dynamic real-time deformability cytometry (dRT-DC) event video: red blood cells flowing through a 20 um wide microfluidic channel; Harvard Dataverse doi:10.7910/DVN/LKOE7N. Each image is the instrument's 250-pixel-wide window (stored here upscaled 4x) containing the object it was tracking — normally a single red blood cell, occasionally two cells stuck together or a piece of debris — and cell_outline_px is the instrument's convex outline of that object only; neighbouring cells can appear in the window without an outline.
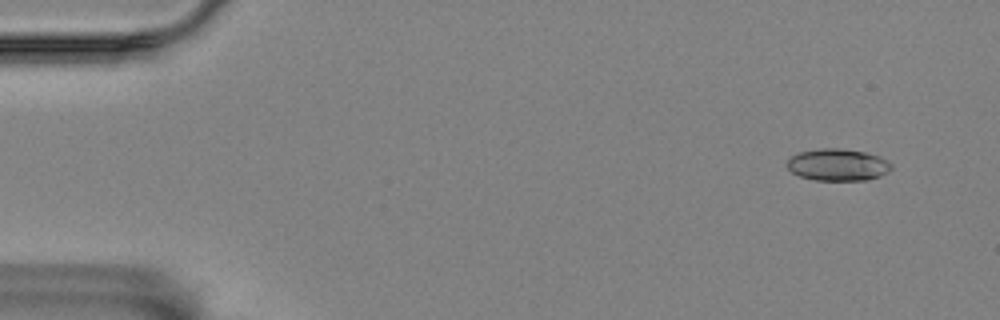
{"species": "Egyptian fruit bat (a non-hibernating species)", "species_latin": "Rousettus aegyptiacus", "temperature_condition": "room temperature", "stored_images_in_passage": 57, "camera_frame_rate_fps": 3000, "um_per_image_px": 0.085, "animal": {"sex": "female"}, "frame": {"image": 1, "passage_image": 4, "time_ms": 1.0, "image_size_px": [1000, 320], "cell_outline_px": [[892, 168], [888, 172], [880, 176], [868, 180], [816, 180], [800, 176], [792, 172], [788, 168], [788, 160], [792, 156], [800, 152], [824, 148], [840, 148], [864, 152], [880, 156], [888, 160], [892, 164]], "centroid_in_image_um": [71.26, 14.01], "position_along_channel_um": 13.7, "area_um2": 19.36}}
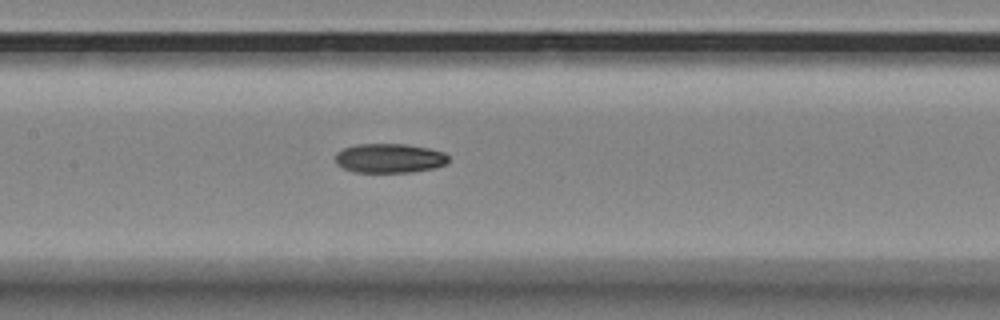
{"frame": {"image": 2, "passage_image": 27, "time_ms": 8.667, "image_size_px": [1000, 320], "cell_outline_px": [[448, 160], [444, 164], [432, 168], [412, 172], [356, 172], [344, 168], [336, 164], [336, 152], [344, 148], [356, 144], [404, 144], [428, 148], [444, 152], [448, 156]], "centroid_in_image_um": [33.08, 13.44], "position_along_channel_um": 174.3, "area_um2": 19.19}}
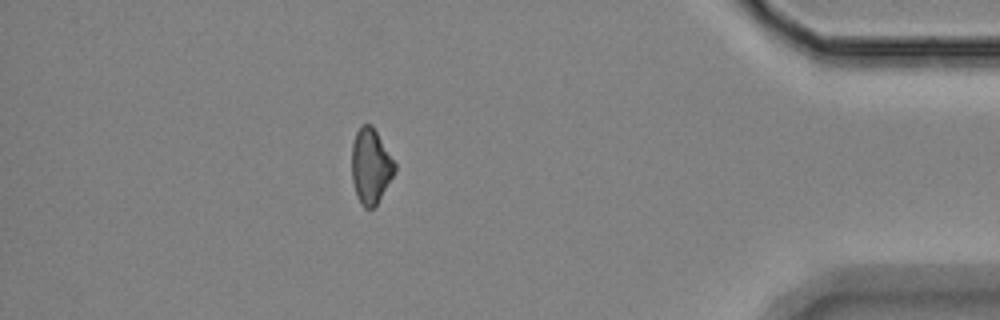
{"frame": {"image": 3, "passage_image": 50, "time_ms": 16.333, "image_size_px": [1000, 320], "cell_outline_px": [[396, 172], [376, 204], [372, 208], [364, 208], [360, 204], [356, 196], [352, 180], [352, 144], [356, 132], [360, 124], [372, 124], [396, 164]], "centroid_in_image_um": [31.5, 14.11], "position_along_channel_um": 403.7, "area_um2": 18.9}, "authors_computed_cell_mechanics": {"area_um2": 19.652, "velocity_mm_per_s": 3.5249, "shape_relaxation_time_tau1_ms": 8.0895, "shape_relaxation_time_tau2_ms": null, "deformation_change_tau1": 0.1795, "deformation_change_tau2": null}}